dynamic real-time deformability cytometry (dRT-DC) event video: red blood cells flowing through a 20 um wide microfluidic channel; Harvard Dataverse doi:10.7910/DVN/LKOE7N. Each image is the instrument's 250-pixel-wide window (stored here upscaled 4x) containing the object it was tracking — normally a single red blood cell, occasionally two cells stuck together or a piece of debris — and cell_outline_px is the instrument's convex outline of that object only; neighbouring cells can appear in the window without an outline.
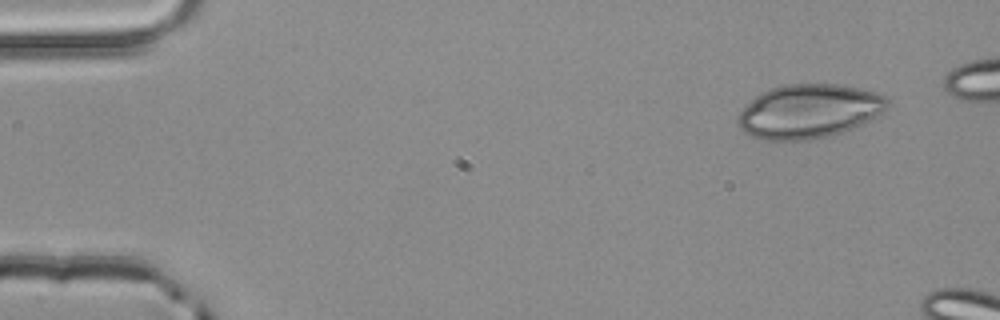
{"species": "common noctule bat (a hibernating species)", "species_latin": "Nyctalus noctula", "temperature_condition": "room temperature", "stored_images_in_passage": 3, "camera_frame_rate_fps": 3000, "um_per_image_px": 0.085, "animal": {"sex": "male", "body_mass_g": 20.4}, "frame": {"image": 1, "passage_image": 1, "time_ms": 0.0, "image_size_px": [1000, 320], "cell_outline_px": [[888, 108], [884, 112], [844, 132], [832, 136], [808, 140], [764, 140], [752, 136], [744, 132], [736, 124], [736, 120], [740, 112], [756, 96], [772, 88], [784, 84], [840, 84], [876, 92], [888, 96]], "centroid_in_image_um": [68.78, 9.46], "position_along_channel_um": 16.2, "area_um2": 47.11}}